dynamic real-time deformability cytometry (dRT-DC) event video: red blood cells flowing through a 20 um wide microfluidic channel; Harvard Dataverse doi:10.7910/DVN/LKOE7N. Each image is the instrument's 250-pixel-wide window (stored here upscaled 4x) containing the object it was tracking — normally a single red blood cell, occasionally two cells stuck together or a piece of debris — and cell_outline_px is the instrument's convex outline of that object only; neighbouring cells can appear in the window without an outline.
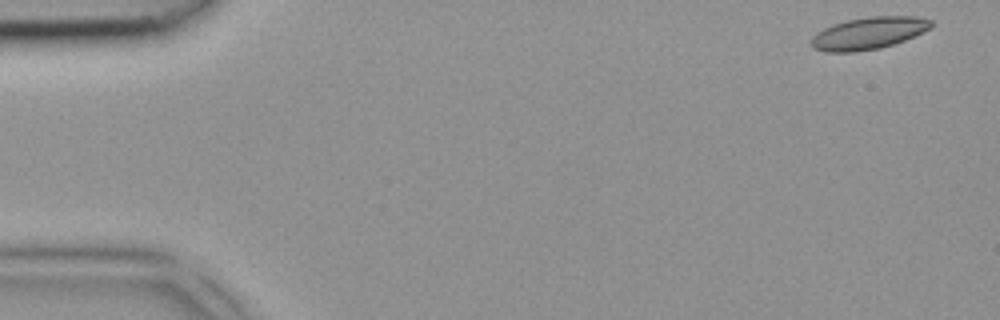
{"species": "common noctule bat (a hibernating species)", "species_latin": "Nyctalus noctula", "temperature_condition": "room temperature", "stored_images_in_passage": 4, "camera_frame_rate_fps": 3000, "um_per_image_px": 0.085, "animal": {"sex": "female", "body_mass_g": 18.4}, "frame": {"image": 1, "passage_image": 1, "time_ms": 0.0, "image_size_px": [1000, 320], "cell_outline_px": [[932, 28], [924, 32], [904, 40], [880, 48], [856, 52], [824, 52], [812, 48], [812, 36], [824, 28], [832, 24], [848, 20], [868, 16], [916, 16], [932, 20]], "centroid_in_image_um": [73.84, 2.82], "position_along_channel_um": 11.2, "area_um2": 22.54}}
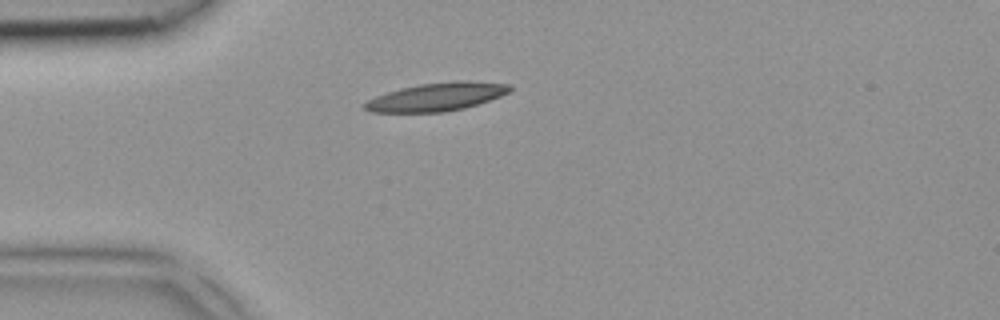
{"frame": {"image": 2, "passage_image": 4, "time_ms": 1.0, "image_size_px": [1000, 320], "cell_outline_px": [[512, 88], [508, 92], [500, 96], [464, 108], [444, 112], [372, 112], [364, 108], [364, 104], [368, 100], [376, 96], [400, 88], [420, 84], [460, 80], [464, 80], [512, 84]], "centroid_in_image_um": [37.13, 8.22], "position_along_channel_um": 47.9, "area_um2": 23.64}}